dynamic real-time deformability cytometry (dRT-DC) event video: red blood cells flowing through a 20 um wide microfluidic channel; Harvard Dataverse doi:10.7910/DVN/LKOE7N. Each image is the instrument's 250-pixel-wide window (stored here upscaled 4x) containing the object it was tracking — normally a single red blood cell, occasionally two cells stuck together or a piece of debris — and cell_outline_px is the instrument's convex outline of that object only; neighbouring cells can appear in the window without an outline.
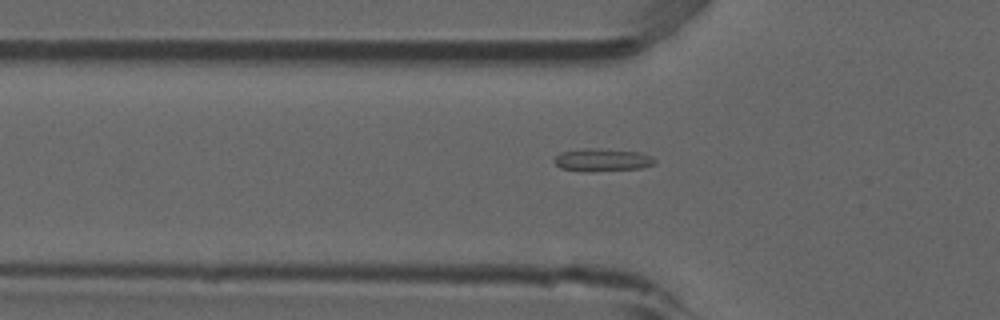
{"species": "common noctule bat (a hibernating species)", "species_latin": "Nyctalus noctula", "temperature_condition": "room temperature", "stored_images_in_passage": 39, "camera_frame_rate_fps": 3000, "um_per_image_px": 0.085, "animal": {"sex": "male", "forearm_length_mm": 52.5}, "frame": {"image": 1, "passage_image": 6, "time_ms": 1.667, "image_size_px": [1000, 320], "cell_outline_px": [[656, 164], [640, 168], [588, 172], [560, 168], [552, 160], [560, 152], [584, 148], [596, 148], [640, 152], [656, 160]], "centroid_in_image_um": [51.15, 13.59], "position_along_channel_um": 74.6, "area_um2": 13.35}}
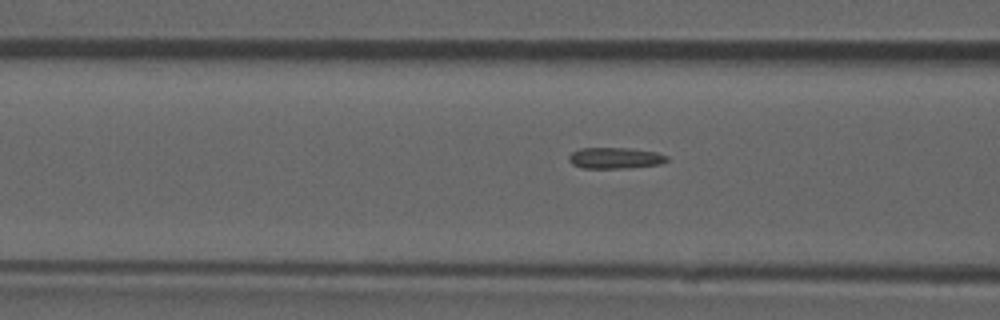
{"frame": {"image": 2, "passage_image": 9, "time_ms": 2.667, "image_size_px": [1000, 320], "cell_outline_px": [[668, 160], [660, 164], [628, 168], [580, 168], [572, 164], [568, 160], [568, 156], [572, 152], [580, 148], [632, 148], [656, 152], [668, 156]], "centroid_in_image_um": [52.27, 13.43], "position_along_channel_um": 114.3, "area_um2": 12.2}}
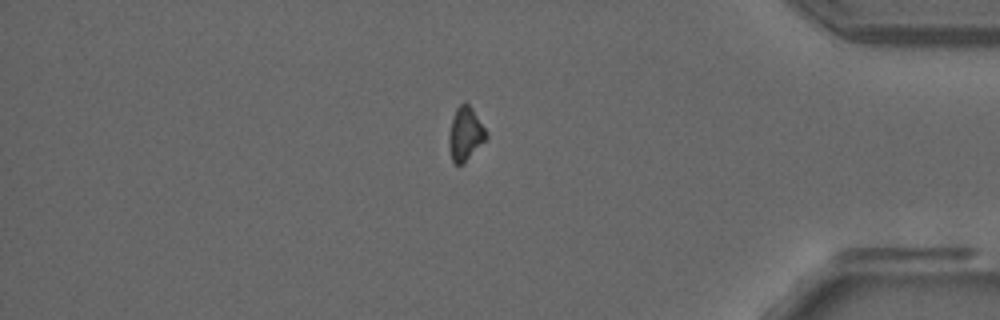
{"frame": {"image": 3, "passage_image": 33, "time_ms": 10.667, "image_size_px": [1000, 320], "cell_outline_px": [[488, 136], [460, 164], [456, 164], [452, 160], [448, 148], [448, 136], [452, 116], [456, 108], [464, 100], [472, 108], [488, 132]], "centroid_in_image_um": [39.52, 11.3], "position_along_channel_um": 395.7, "area_um2": 11.44}}